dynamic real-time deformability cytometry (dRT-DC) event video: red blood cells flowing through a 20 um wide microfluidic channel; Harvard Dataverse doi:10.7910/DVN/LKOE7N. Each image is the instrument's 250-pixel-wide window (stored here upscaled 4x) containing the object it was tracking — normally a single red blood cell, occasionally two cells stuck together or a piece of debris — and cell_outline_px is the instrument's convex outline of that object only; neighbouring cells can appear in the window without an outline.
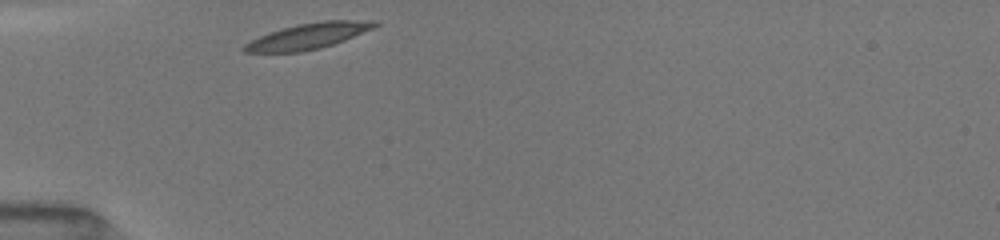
{"species": "common noctule bat (a hibernating species)", "species_latin": "Nyctalus noctula", "temperature_condition": "room temperature", "stored_images_in_passage": 6, "camera_frame_rate_fps": 3000, "um_per_image_px": 0.085, "animal": {"sex": "female", "body_mass_g": 19.5, "forearm_length_mm": 54.1}, "frame": {"image": 1, "passage_image": 1, "time_ms": 0.0, "image_size_px": [1000, 240], "cell_outline_px": [[380, 24], [376, 28], [344, 40], [320, 48], [300, 52], [244, 52], [240, 48], [244, 44], [268, 32], [296, 24], [324, 20], [376, 20]], "centroid_in_image_um": [26.24, 3.05], "position_along_channel_um": 58.8, "area_um2": 19.77}}
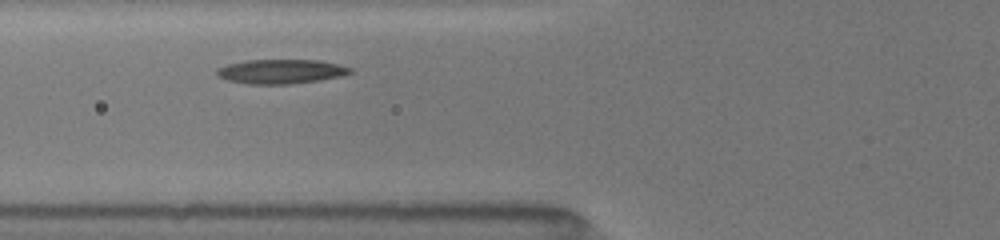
{"frame": {"image": 2, "passage_image": 3, "time_ms": 1.333, "image_size_px": [1000, 240], "cell_outline_px": [[352, 72], [340, 76], [320, 80], [288, 84], [248, 84], [228, 80], [216, 76], [216, 68], [228, 64], [248, 60], [316, 60], [336, 64], [352, 68]], "centroid_in_image_um": [23.83, 6.08], "position_along_channel_um": 102.0, "area_um2": 18.79}}
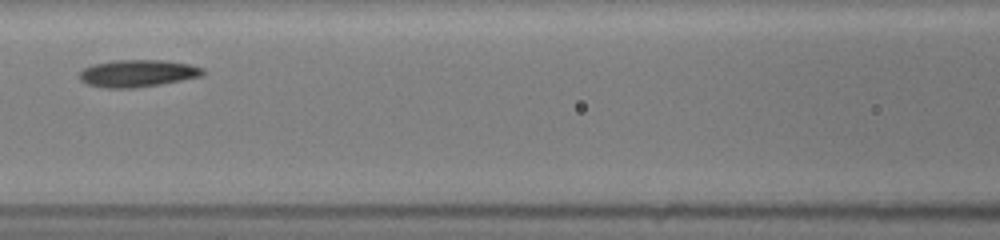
{"frame": {"image": 3, "passage_image": 5, "time_ms": 2.667, "image_size_px": [1000, 240], "cell_outline_px": [[204, 76], [160, 84], [136, 88], [104, 88], [88, 84], [80, 80], [80, 72], [84, 68], [92, 64], [112, 60], [164, 60], [192, 64], [204, 68]], "centroid_in_image_um": [11.73, 6.23], "position_along_channel_um": 154.9, "area_um2": 19.77}}